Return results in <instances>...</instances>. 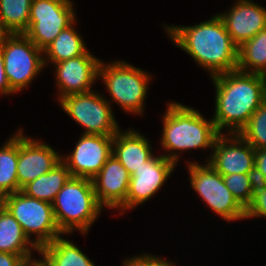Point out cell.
Listing matches in <instances>:
<instances>
[{
	"label": "cell",
	"mask_w": 266,
	"mask_h": 266,
	"mask_svg": "<svg viewBox=\"0 0 266 266\" xmlns=\"http://www.w3.org/2000/svg\"><path fill=\"white\" fill-rule=\"evenodd\" d=\"M164 28L172 42L208 70L210 77L237 70L238 46L218 14L196 25Z\"/></svg>",
	"instance_id": "1"
},
{
	"label": "cell",
	"mask_w": 266,
	"mask_h": 266,
	"mask_svg": "<svg viewBox=\"0 0 266 266\" xmlns=\"http://www.w3.org/2000/svg\"><path fill=\"white\" fill-rule=\"evenodd\" d=\"M215 86L212 117L219 133H239L266 99V76L239 70L211 77Z\"/></svg>",
	"instance_id": "2"
},
{
	"label": "cell",
	"mask_w": 266,
	"mask_h": 266,
	"mask_svg": "<svg viewBox=\"0 0 266 266\" xmlns=\"http://www.w3.org/2000/svg\"><path fill=\"white\" fill-rule=\"evenodd\" d=\"M163 117L161 147L167 154L165 158L175 162L179 155L190 149H213L215 140L220 134L213 119H205L199 110L185 106L176 101L169 102ZM175 151V152H174ZM181 151L180 153H178ZM169 152V154H168Z\"/></svg>",
	"instance_id": "3"
},
{
	"label": "cell",
	"mask_w": 266,
	"mask_h": 266,
	"mask_svg": "<svg viewBox=\"0 0 266 266\" xmlns=\"http://www.w3.org/2000/svg\"><path fill=\"white\" fill-rule=\"evenodd\" d=\"M52 207L57 226L67 236L75 229L85 235L103 210L92 179L79 177L68 180L57 193Z\"/></svg>",
	"instance_id": "4"
},
{
	"label": "cell",
	"mask_w": 266,
	"mask_h": 266,
	"mask_svg": "<svg viewBox=\"0 0 266 266\" xmlns=\"http://www.w3.org/2000/svg\"><path fill=\"white\" fill-rule=\"evenodd\" d=\"M100 78L111 96L112 100H107L110 104L114 102L127 113L143 115L152 79L148 72L120 60L106 64L100 61L98 79Z\"/></svg>",
	"instance_id": "5"
},
{
	"label": "cell",
	"mask_w": 266,
	"mask_h": 266,
	"mask_svg": "<svg viewBox=\"0 0 266 266\" xmlns=\"http://www.w3.org/2000/svg\"><path fill=\"white\" fill-rule=\"evenodd\" d=\"M0 203L18 221L25 235L38 249L64 235L57 226L52 203L28 197L21 191L3 196ZM33 235L34 240L31 239Z\"/></svg>",
	"instance_id": "6"
},
{
	"label": "cell",
	"mask_w": 266,
	"mask_h": 266,
	"mask_svg": "<svg viewBox=\"0 0 266 266\" xmlns=\"http://www.w3.org/2000/svg\"><path fill=\"white\" fill-rule=\"evenodd\" d=\"M192 189L201 197L210 210L225 221L245 219V208L226 187L224 179L208 162H187Z\"/></svg>",
	"instance_id": "7"
},
{
	"label": "cell",
	"mask_w": 266,
	"mask_h": 266,
	"mask_svg": "<svg viewBox=\"0 0 266 266\" xmlns=\"http://www.w3.org/2000/svg\"><path fill=\"white\" fill-rule=\"evenodd\" d=\"M59 103L66 114L84 128L83 134L114 136L120 130L111 104L94 89L66 96Z\"/></svg>",
	"instance_id": "8"
},
{
	"label": "cell",
	"mask_w": 266,
	"mask_h": 266,
	"mask_svg": "<svg viewBox=\"0 0 266 266\" xmlns=\"http://www.w3.org/2000/svg\"><path fill=\"white\" fill-rule=\"evenodd\" d=\"M73 6L72 0H32L24 34L43 51L62 30L76 23Z\"/></svg>",
	"instance_id": "9"
},
{
	"label": "cell",
	"mask_w": 266,
	"mask_h": 266,
	"mask_svg": "<svg viewBox=\"0 0 266 266\" xmlns=\"http://www.w3.org/2000/svg\"><path fill=\"white\" fill-rule=\"evenodd\" d=\"M4 70L10 89L19 93L43 70V51L24 33L12 34L2 47Z\"/></svg>",
	"instance_id": "10"
},
{
	"label": "cell",
	"mask_w": 266,
	"mask_h": 266,
	"mask_svg": "<svg viewBox=\"0 0 266 266\" xmlns=\"http://www.w3.org/2000/svg\"><path fill=\"white\" fill-rule=\"evenodd\" d=\"M114 136L81 134L76 146L61 160L72 177L94 178L112 155Z\"/></svg>",
	"instance_id": "11"
},
{
	"label": "cell",
	"mask_w": 266,
	"mask_h": 266,
	"mask_svg": "<svg viewBox=\"0 0 266 266\" xmlns=\"http://www.w3.org/2000/svg\"><path fill=\"white\" fill-rule=\"evenodd\" d=\"M227 134V135H226ZM220 133L215 140L208 162L218 173L254 174L255 149L239 134Z\"/></svg>",
	"instance_id": "12"
},
{
	"label": "cell",
	"mask_w": 266,
	"mask_h": 266,
	"mask_svg": "<svg viewBox=\"0 0 266 266\" xmlns=\"http://www.w3.org/2000/svg\"><path fill=\"white\" fill-rule=\"evenodd\" d=\"M100 61L88 50L84 55L53 64L59 92L57 100L92 91L93 83L98 79Z\"/></svg>",
	"instance_id": "13"
},
{
	"label": "cell",
	"mask_w": 266,
	"mask_h": 266,
	"mask_svg": "<svg viewBox=\"0 0 266 266\" xmlns=\"http://www.w3.org/2000/svg\"><path fill=\"white\" fill-rule=\"evenodd\" d=\"M61 161V153L41 140L32 139L18 130L17 178L19 191L27 183L48 173Z\"/></svg>",
	"instance_id": "14"
},
{
	"label": "cell",
	"mask_w": 266,
	"mask_h": 266,
	"mask_svg": "<svg viewBox=\"0 0 266 266\" xmlns=\"http://www.w3.org/2000/svg\"><path fill=\"white\" fill-rule=\"evenodd\" d=\"M176 165L163 155L154 154L145 165L135 170L129 182L126 210L136 208L154 196L167 182Z\"/></svg>",
	"instance_id": "15"
},
{
	"label": "cell",
	"mask_w": 266,
	"mask_h": 266,
	"mask_svg": "<svg viewBox=\"0 0 266 266\" xmlns=\"http://www.w3.org/2000/svg\"><path fill=\"white\" fill-rule=\"evenodd\" d=\"M131 175L112 154L100 172L92 178L96 198L103 208H116L120 215L126 210Z\"/></svg>",
	"instance_id": "16"
},
{
	"label": "cell",
	"mask_w": 266,
	"mask_h": 266,
	"mask_svg": "<svg viewBox=\"0 0 266 266\" xmlns=\"http://www.w3.org/2000/svg\"><path fill=\"white\" fill-rule=\"evenodd\" d=\"M218 16L238 47L266 28V8L251 0H237L229 11Z\"/></svg>",
	"instance_id": "17"
},
{
	"label": "cell",
	"mask_w": 266,
	"mask_h": 266,
	"mask_svg": "<svg viewBox=\"0 0 266 266\" xmlns=\"http://www.w3.org/2000/svg\"><path fill=\"white\" fill-rule=\"evenodd\" d=\"M151 146L149 140L137 130H119L113 138L112 154L132 175L154 155Z\"/></svg>",
	"instance_id": "18"
},
{
	"label": "cell",
	"mask_w": 266,
	"mask_h": 266,
	"mask_svg": "<svg viewBox=\"0 0 266 266\" xmlns=\"http://www.w3.org/2000/svg\"><path fill=\"white\" fill-rule=\"evenodd\" d=\"M39 249L23 232L21 225L0 203V252L20 255L25 261Z\"/></svg>",
	"instance_id": "19"
},
{
	"label": "cell",
	"mask_w": 266,
	"mask_h": 266,
	"mask_svg": "<svg viewBox=\"0 0 266 266\" xmlns=\"http://www.w3.org/2000/svg\"><path fill=\"white\" fill-rule=\"evenodd\" d=\"M71 177L66 164L61 160L48 173L24 185L21 192L28 197L52 203Z\"/></svg>",
	"instance_id": "20"
},
{
	"label": "cell",
	"mask_w": 266,
	"mask_h": 266,
	"mask_svg": "<svg viewBox=\"0 0 266 266\" xmlns=\"http://www.w3.org/2000/svg\"><path fill=\"white\" fill-rule=\"evenodd\" d=\"M83 37L79 35L74 23L52 41V43L43 50L44 65L48 63L62 62L80 55H84L88 50L85 47Z\"/></svg>",
	"instance_id": "21"
},
{
	"label": "cell",
	"mask_w": 266,
	"mask_h": 266,
	"mask_svg": "<svg viewBox=\"0 0 266 266\" xmlns=\"http://www.w3.org/2000/svg\"><path fill=\"white\" fill-rule=\"evenodd\" d=\"M49 266H95L72 241L61 236L39 249Z\"/></svg>",
	"instance_id": "22"
},
{
	"label": "cell",
	"mask_w": 266,
	"mask_h": 266,
	"mask_svg": "<svg viewBox=\"0 0 266 266\" xmlns=\"http://www.w3.org/2000/svg\"><path fill=\"white\" fill-rule=\"evenodd\" d=\"M237 70L266 76V28L238 47Z\"/></svg>",
	"instance_id": "23"
},
{
	"label": "cell",
	"mask_w": 266,
	"mask_h": 266,
	"mask_svg": "<svg viewBox=\"0 0 266 266\" xmlns=\"http://www.w3.org/2000/svg\"><path fill=\"white\" fill-rule=\"evenodd\" d=\"M17 164L18 130L0 147V199L19 191Z\"/></svg>",
	"instance_id": "24"
},
{
	"label": "cell",
	"mask_w": 266,
	"mask_h": 266,
	"mask_svg": "<svg viewBox=\"0 0 266 266\" xmlns=\"http://www.w3.org/2000/svg\"><path fill=\"white\" fill-rule=\"evenodd\" d=\"M32 0H0V21L12 33L28 28Z\"/></svg>",
	"instance_id": "25"
},
{
	"label": "cell",
	"mask_w": 266,
	"mask_h": 266,
	"mask_svg": "<svg viewBox=\"0 0 266 266\" xmlns=\"http://www.w3.org/2000/svg\"><path fill=\"white\" fill-rule=\"evenodd\" d=\"M238 134L254 149H266V99Z\"/></svg>",
	"instance_id": "26"
},
{
	"label": "cell",
	"mask_w": 266,
	"mask_h": 266,
	"mask_svg": "<svg viewBox=\"0 0 266 266\" xmlns=\"http://www.w3.org/2000/svg\"><path fill=\"white\" fill-rule=\"evenodd\" d=\"M226 187L246 209L251 203L256 186L254 174H229L222 176Z\"/></svg>",
	"instance_id": "27"
},
{
	"label": "cell",
	"mask_w": 266,
	"mask_h": 266,
	"mask_svg": "<svg viewBox=\"0 0 266 266\" xmlns=\"http://www.w3.org/2000/svg\"><path fill=\"white\" fill-rule=\"evenodd\" d=\"M266 217V184L256 183L251 203L245 209V218Z\"/></svg>",
	"instance_id": "28"
},
{
	"label": "cell",
	"mask_w": 266,
	"mask_h": 266,
	"mask_svg": "<svg viewBox=\"0 0 266 266\" xmlns=\"http://www.w3.org/2000/svg\"><path fill=\"white\" fill-rule=\"evenodd\" d=\"M122 266H176L165 258L154 256L152 254H140L139 256H134L125 259Z\"/></svg>",
	"instance_id": "29"
},
{
	"label": "cell",
	"mask_w": 266,
	"mask_h": 266,
	"mask_svg": "<svg viewBox=\"0 0 266 266\" xmlns=\"http://www.w3.org/2000/svg\"><path fill=\"white\" fill-rule=\"evenodd\" d=\"M254 176L256 183L266 184V149H255Z\"/></svg>",
	"instance_id": "30"
},
{
	"label": "cell",
	"mask_w": 266,
	"mask_h": 266,
	"mask_svg": "<svg viewBox=\"0 0 266 266\" xmlns=\"http://www.w3.org/2000/svg\"><path fill=\"white\" fill-rule=\"evenodd\" d=\"M0 94L11 95L15 94L11 89L4 70L3 50L0 48Z\"/></svg>",
	"instance_id": "31"
},
{
	"label": "cell",
	"mask_w": 266,
	"mask_h": 266,
	"mask_svg": "<svg viewBox=\"0 0 266 266\" xmlns=\"http://www.w3.org/2000/svg\"><path fill=\"white\" fill-rule=\"evenodd\" d=\"M24 262L20 255L0 252V266H23Z\"/></svg>",
	"instance_id": "32"
},
{
	"label": "cell",
	"mask_w": 266,
	"mask_h": 266,
	"mask_svg": "<svg viewBox=\"0 0 266 266\" xmlns=\"http://www.w3.org/2000/svg\"><path fill=\"white\" fill-rule=\"evenodd\" d=\"M12 35V33L5 27V25L0 21V48L6 43L7 39Z\"/></svg>",
	"instance_id": "33"
},
{
	"label": "cell",
	"mask_w": 266,
	"mask_h": 266,
	"mask_svg": "<svg viewBox=\"0 0 266 266\" xmlns=\"http://www.w3.org/2000/svg\"><path fill=\"white\" fill-rule=\"evenodd\" d=\"M40 259L37 260L35 258H32V259L26 260L23 266H49L42 257Z\"/></svg>",
	"instance_id": "34"
}]
</instances>
